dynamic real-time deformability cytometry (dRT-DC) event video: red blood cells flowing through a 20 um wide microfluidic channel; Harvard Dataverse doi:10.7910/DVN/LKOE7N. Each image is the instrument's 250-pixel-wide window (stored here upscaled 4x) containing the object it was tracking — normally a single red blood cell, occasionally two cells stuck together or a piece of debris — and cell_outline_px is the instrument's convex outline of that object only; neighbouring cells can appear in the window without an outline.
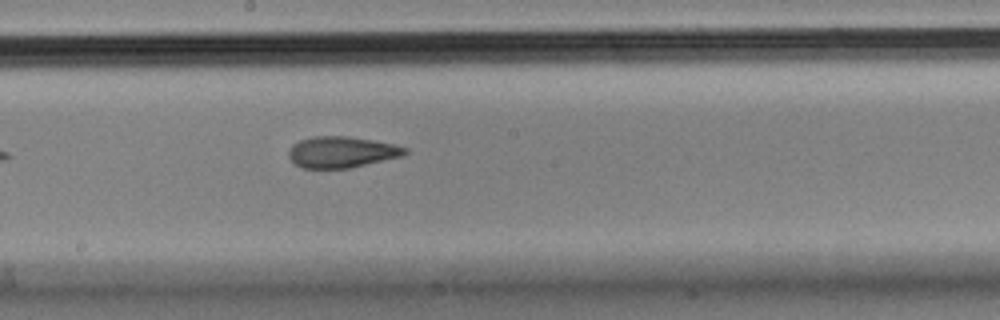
{"species": "Egyptian fruit bat (a non-hibernating species)", "species_latin": "Rousettus aegyptiacus", "temperature_condition": "cold", "stored_images_in_passage": 8, "camera_frame_rate_fps": 3000, "um_per_image_px": 0.085, "animal": {"sex": "male"}, "frame": {"image": 1, "passage_image": 8, "time_ms": 2.333, "image_size_px": [1000, 320], "cell_outline_px": [[408, 152], [404, 156], [352, 168], [304, 168], [296, 164], [288, 156], [288, 152], [292, 144], [300, 140], [312, 136], [348, 136], [396, 144], [408, 148]], "centroid_in_image_um": [29.09, 12.92], "position_along_channel_um": 219.1, "area_um2": 21.39}}